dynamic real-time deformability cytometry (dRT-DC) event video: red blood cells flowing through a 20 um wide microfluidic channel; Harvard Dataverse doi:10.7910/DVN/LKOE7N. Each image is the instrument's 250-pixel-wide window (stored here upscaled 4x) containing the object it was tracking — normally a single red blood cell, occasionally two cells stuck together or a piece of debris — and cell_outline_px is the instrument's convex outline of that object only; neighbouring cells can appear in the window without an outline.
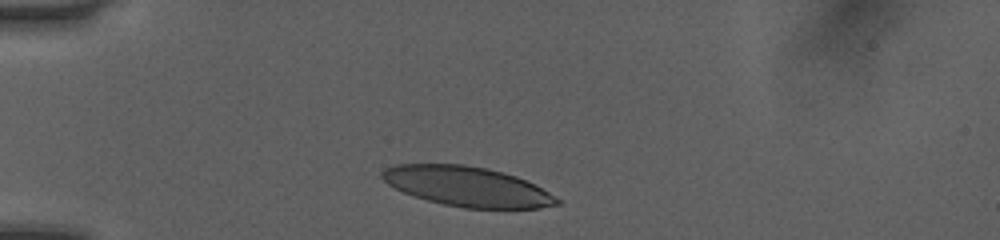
{"species": "human", "species_latin": "Homo sapiens", "temperature_condition": "room temperature", "stored_images_in_passage": 2, "camera_frame_rate_fps": 3000, "um_per_image_px": 0.085, "donor": {"sex": "female"}, "frame": {"image": 1, "passage_image": 1, "time_ms": 0.0, "image_size_px": [1000, 240], "cell_outline_px": [[560, 204], [540, 208], [464, 208], [444, 204], [428, 200], [404, 192], [388, 184], [380, 176], [380, 172], [384, 168], [396, 164], [464, 164], [488, 168], [516, 176], [548, 192], [560, 200]], "centroid_in_image_um": [39.68, 15.84], "position_along_channel_um": 45.3, "area_um2": 40.23}}